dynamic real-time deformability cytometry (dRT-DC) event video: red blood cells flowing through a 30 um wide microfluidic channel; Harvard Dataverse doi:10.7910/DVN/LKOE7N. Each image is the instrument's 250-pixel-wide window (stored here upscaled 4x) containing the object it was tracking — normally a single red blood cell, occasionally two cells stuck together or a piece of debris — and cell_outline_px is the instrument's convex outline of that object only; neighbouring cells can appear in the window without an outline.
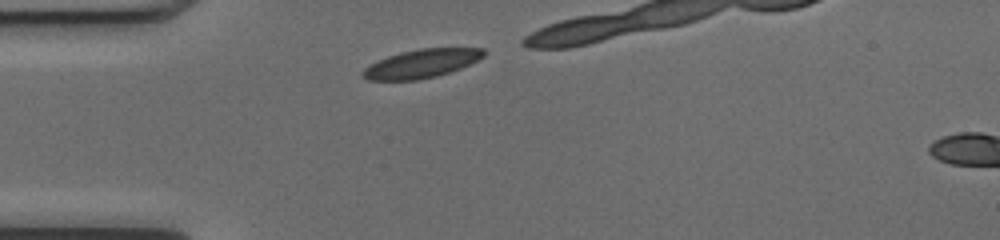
{"species": "common noctule bat (a hibernating species)", "species_latin": "Nyctalus noctula", "temperature_condition": "cold", "stored_images_in_passage": 3, "camera_frame_rate_fps": 3000, "um_per_image_px": 0.085, "animal": {"sex": "female", "body_mass_g": 17.0, "forearm_length_mm": 48.0}, "frame": {"image": 1, "passage_image": 1, "time_ms": 0.0, "image_size_px": [1000, 240], "cell_outline_px": [[484, 56], [460, 68], [436, 76], [416, 80], [368, 80], [360, 76], [360, 72], [364, 68], [388, 56], [400, 52], [420, 48], [484, 48]], "centroid_in_image_um": [35.78, 5.41], "position_along_channel_um": 49.2, "area_um2": 19.88}}